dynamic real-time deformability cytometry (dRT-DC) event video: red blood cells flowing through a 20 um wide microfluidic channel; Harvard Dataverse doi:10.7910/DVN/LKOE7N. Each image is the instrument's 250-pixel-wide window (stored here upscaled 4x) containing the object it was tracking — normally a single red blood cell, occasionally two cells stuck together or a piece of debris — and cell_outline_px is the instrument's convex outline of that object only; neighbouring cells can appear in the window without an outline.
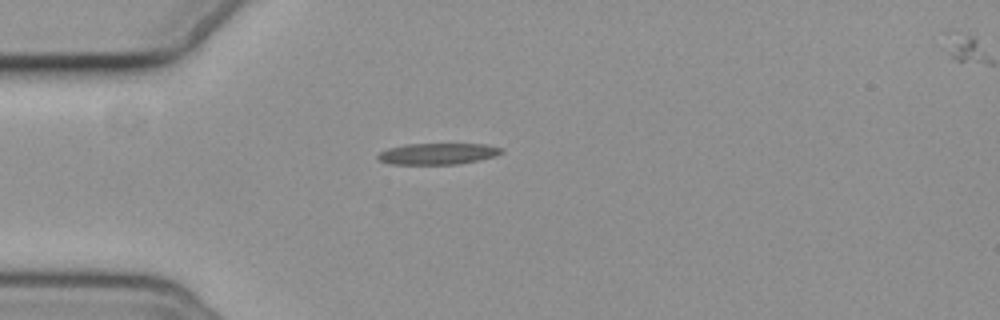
{"species": "common noctule bat (a hibernating species)", "species_latin": "Nyctalus noctula", "temperature_condition": "cold", "stored_images_in_passage": 7, "camera_frame_rate_fps": 3000, "um_per_image_px": 0.085, "animal": {"sex": "female", "body_mass_g": 19.3, "forearm_length_mm": 54.1}, "frame": {"image": 1, "passage_image": 1, "time_ms": 0.0, "image_size_px": [1000, 320], "cell_outline_px": [[504, 152], [496, 156], [456, 164], [392, 164], [380, 160], [376, 156], [380, 152], [388, 148], [404, 144], [484, 144], [504, 148]], "centroid_in_image_um": [37.22, 13.06], "position_along_channel_um": 47.8, "area_um2": 15.26}}
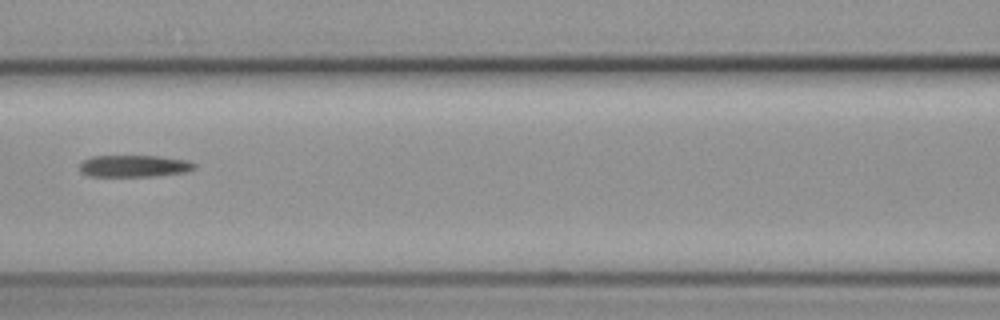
{"frame": {"image": 2, "passage_image": 4, "time_ms": 3.333, "image_size_px": [1000, 320], "cell_outline_px": [[196, 168], [184, 172], [152, 176], [88, 176], [80, 172], [80, 164], [84, 160], [92, 156], [156, 156], [184, 160], [196, 164]], "centroid_in_image_um": [11.35, 14.11], "position_along_channel_um": 155.2, "area_um2": 14.45}}
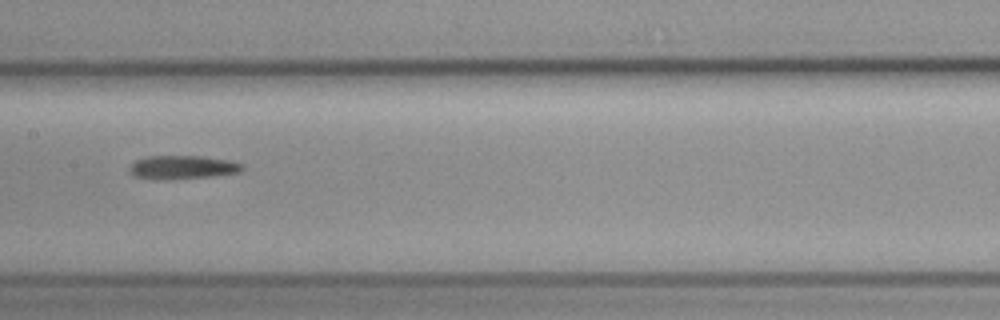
{"frame": {"image": 3, "passage_image": 5, "time_ms": 4.333, "image_size_px": [1000, 320], "cell_outline_px": [[244, 168], [240, 172], [208, 176], [164, 180], [156, 180], [132, 176], [128, 172], [128, 168], [136, 160], [148, 156], [204, 156], [232, 160], [244, 164]], "centroid_in_image_um": [15.49, 14.22], "position_along_channel_um": 191.9, "area_um2": 15.72}}